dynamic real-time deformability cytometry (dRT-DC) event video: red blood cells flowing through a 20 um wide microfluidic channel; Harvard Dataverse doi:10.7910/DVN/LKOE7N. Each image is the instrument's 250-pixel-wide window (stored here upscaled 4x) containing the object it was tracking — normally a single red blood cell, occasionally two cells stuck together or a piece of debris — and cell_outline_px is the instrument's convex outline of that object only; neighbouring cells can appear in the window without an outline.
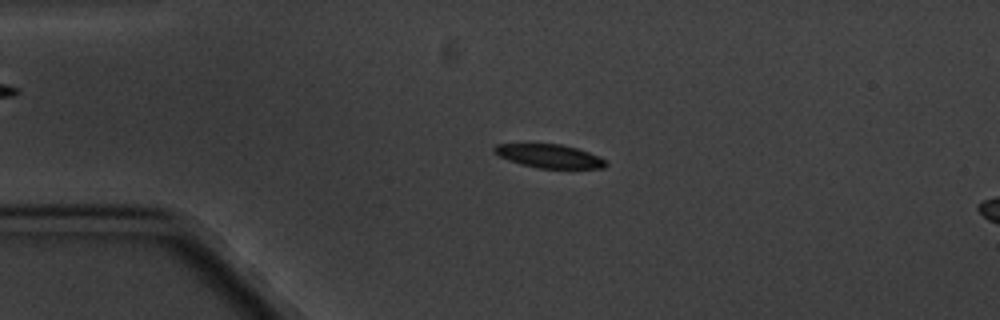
{"species": "common noctule bat (a hibernating species)", "species_latin": "Nyctalus noctula", "temperature_condition": "cold", "stored_images_in_passage": 5, "segment_of_instrument_passage": [1, 2], "camera_frame_rate_fps": 3000, "um_per_image_px": 0.085, "animal": {"sex": "male", "body_mass_g": 20.1, "forearm_length_mm": 53.5}, "frame": {"image": 1, "passage_image": 3, "time_ms": 2.333, "image_size_px": [1000, 320], "cell_outline_px": [[608, 164], [604, 168], [540, 168], [520, 164], [508, 160], [492, 152], [492, 148], [496, 144], [560, 144], [576, 148], [600, 156]], "centroid_in_image_um": [46.67, 13.27], "position_along_channel_um": 38.3, "area_um2": 15.26}}